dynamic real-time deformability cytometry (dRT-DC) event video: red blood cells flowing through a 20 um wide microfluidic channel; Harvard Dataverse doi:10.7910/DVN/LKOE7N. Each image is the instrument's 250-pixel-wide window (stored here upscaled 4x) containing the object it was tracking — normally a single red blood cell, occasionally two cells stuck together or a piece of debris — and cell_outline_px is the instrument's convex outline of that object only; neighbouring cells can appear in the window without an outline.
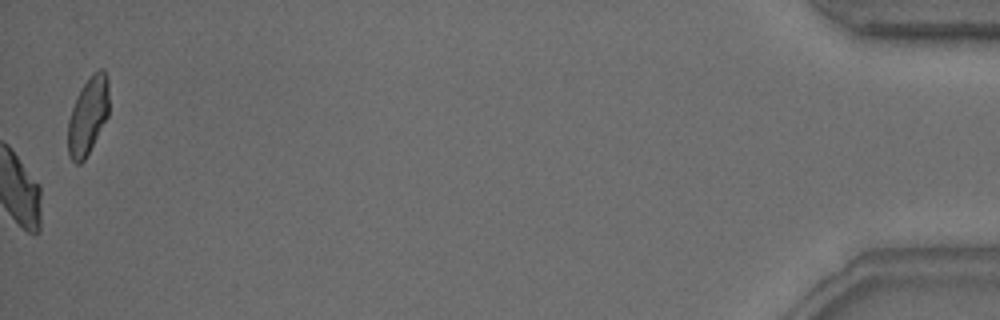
{"species": "common noctule bat (a hibernating species)", "species_latin": "Nyctalus noctula", "temperature_condition": "warm", "stored_images_in_passage": 48, "camera_frame_rate_fps": 3000, "um_per_image_px": 0.085, "animal": {"sex": "male", "body_mass_g": 15.6}, "frame": {"image": 1, "passage_image": 48, "time_ms": 15.667, "image_size_px": [1000, 320], "cell_outline_px": [[108, 116], [84, 160], [80, 164], [76, 164], [68, 156], [68, 120], [72, 108], [84, 84], [92, 72], [100, 68], [104, 68], [108, 76]], "centroid_in_image_um": [7.48, 9.82], "position_along_channel_um": 427.7, "area_um2": 18.38}, "authors_computed_cell_mechanics": {"area_um2": 22.0796, "velocity_mm_per_s": 4.2157, "shape_relaxation_time_tau1_ms": 4.0908, "shape_relaxation_time_tau2_ms": 4.517, "deformation_change_tau1": 0.1279, "deformation_change_tau2": 0.0983}}